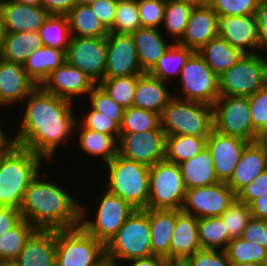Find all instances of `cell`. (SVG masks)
<instances>
[{
	"label": "cell",
	"instance_id": "42",
	"mask_svg": "<svg viewBox=\"0 0 267 266\" xmlns=\"http://www.w3.org/2000/svg\"><path fill=\"white\" fill-rule=\"evenodd\" d=\"M149 130H163L160 114L136 107L124 109L120 133L145 132Z\"/></svg>",
	"mask_w": 267,
	"mask_h": 266
},
{
	"label": "cell",
	"instance_id": "61",
	"mask_svg": "<svg viewBox=\"0 0 267 266\" xmlns=\"http://www.w3.org/2000/svg\"><path fill=\"white\" fill-rule=\"evenodd\" d=\"M256 142L262 147L267 155V128L263 129L257 136Z\"/></svg>",
	"mask_w": 267,
	"mask_h": 266
},
{
	"label": "cell",
	"instance_id": "21",
	"mask_svg": "<svg viewBox=\"0 0 267 266\" xmlns=\"http://www.w3.org/2000/svg\"><path fill=\"white\" fill-rule=\"evenodd\" d=\"M216 36L218 16L208 4L191 10L183 37L177 43L198 51Z\"/></svg>",
	"mask_w": 267,
	"mask_h": 266
},
{
	"label": "cell",
	"instance_id": "12",
	"mask_svg": "<svg viewBox=\"0 0 267 266\" xmlns=\"http://www.w3.org/2000/svg\"><path fill=\"white\" fill-rule=\"evenodd\" d=\"M214 129L249 142L256 141L248 97L221 95L213 105Z\"/></svg>",
	"mask_w": 267,
	"mask_h": 266
},
{
	"label": "cell",
	"instance_id": "58",
	"mask_svg": "<svg viewBox=\"0 0 267 266\" xmlns=\"http://www.w3.org/2000/svg\"><path fill=\"white\" fill-rule=\"evenodd\" d=\"M167 259L151 255L144 258L132 259L122 266H165Z\"/></svg>",
	"mask_w": 267,
	"mask_h": 266
},
{
	"label": "cell",
	"instance_id": "64",
	"mask_svg": "<svg viewBox=\"0 0 267 266\" xmlns=\"http://www.w3.org/2000/svg\"><path fill=\"white\" fill-rule=\"evenodd\" d=\"M16 3L28 6H41L42 0H12Z\"/></svg>",
	"mask_w": 267,
	"mask_h": 266
},
{
	"label": "cell",
	"instance_id": "55",
	"mask_svg": "<svg viewBox=\"0 0 267 266\" xmlns=\"http://www.w3.org/2000/svg\"><path fill=\"white\" fill-rule=\"evenodd\" d=\"M258 26V54L267 55V0H260L258 8L255 12ZM265 52V53H264Z\"/></svg>",
	"mask_w": 267,
	"mask_h": 266
},
{
	"label": "cell",
	"instance_id": "40",
	"mask_svg": "<svg viewBox=\"0 0 267 266\" xmlns=\"http://www.w3.org/2000/svg\"><path fill=\"white\" fill-rule=\"evenodd\" d=\"M198 233L202 249L225 251L227 248L228 231L220 216L198 219Z\"/></svg>",
	"mask_w": 267,
	"mask_h": 266
},
{
	"label": "cell",
	"instance_id": "16",
	"mask_svg": "<svg viewBox=\"0 0 267 266\" xmlns=\"http://www.w3.org/2000/svg\"><path fill=\"white\" fill-rule=\"evenodd\" d=\"M107 57L104 78H115L130 75H142L137 50L131 34L106 36Z\"/></svg>",
	"mask_w": 267,
	"mask_h": 266
},
{
	"label": "cell",
	"instance_id": "3",
	"mask_svg": "<svg viewBox=\"0 0 267 266\" xmlns=\"http://www.w3.org/2000/svg\"><path fill=\"white\" fill-rule=\"evenodd\" d=\"M43 161L19 145L0 156V206L20 208L29 183L42 171Z\"/></svg>",
	"mask_w": 267,
	"mask_h": 266
},
{
	"label": "cell",
	"instance_id": "29",
	"mask_svg": "<svg viewBox=\"0 0 267 266\" xmlns=\"http://www.w3.org/2000/svg\"><path fill=\"white\" fill-rule=\"evenodd\" d=\"M74 140L78 136V145L81 152L100 159L104 165L109 163L118 154V140L104 133L84 128L78 121L74 128ZM100 157V158H99Z\"/></svg>",
	"mask_w": 267,
	"mask_h": 266
},
{
	"label": "cell",
	"instance_id": "27",
	"mask_svg": "<svg viewBox=\"0 0 267 266\" xmlns=\"http://www.w3.org/2000/svg\"><path fill=\"white\" fill-rule=\"evenodd\" d=\"M169 84L148 73H143L137 80L133 107L162 113L164 107L173 97ZM168 86V87H167Z\"/></svg>",
	"mask_w": 267,
	"mask_h": 266
},
{
	"label": "cell",
	"instance_id": "36",
	"mask_svg": "<svg viewBox=\"0 0 267 266\" xmlns=\"http://www.w3.org/2000/svg\"><path fill=\"white\" fill-rule=\"evenodd\" d=\"M36 230L22 218L13 228L0 237V264H12L20 255L26 240Z\"/></svg>",
	"mask_w": 267,
	"mask_h": 266
},
{
	"label": "cell",
	"instance_id": "67",
	"mask_svg": "<svg viewBox=\"0 0 267 266\" xmlns=\"http://www.w3.org/2000/svg\"><path fill=\"white\" fill-rule=\"evenodd\" d=\"M77 4H82V5H90L96 2L97 0H76Z\"/></svg>",
	"mask_w": 267,
	"mask_h": 266
},
{
	"label": "cell",
	"instance_id": "26",
	"mask_svg": "<svg viewBox=\"0 0 267 266\" xmlns=\"http://www.w3.org/2000/svg\"><path fill=\"white\" fill-rule=\"evenodd\" d=\"M161 29L139 28L131 34L137 50L140 67L148 73L157 63L158 59L173 44V41L164 36Z\"/></svg>",
	"mask_w": 267,
	"mask_h": 266
},
{
	"label": "cell",
	"instance_id": "57",
	"mask_svg": "<svg viewBox=\"0 0 267 266\" xmlns=\"http://www.w3.org/2000/svg\"><path fill=\"white\" fill-rule=\"evenodd\" d=\"M76 4V0H42L41 2V6L50 15H67Z\"/></svg>",
	"mask_w": 267,
	"mask_h": 266
},
{
	"label": "cell",
	"instance_id": "51",
	"mask_svg": "<svg viewBox=\"0 0 267 266\" xmlns=\"http://www.w3.org/2000/svg\"><path fill=\"white\" fill-rule=\"evenodd\" d=\"M185 260L190 266H233L221 250L200 249Z\"/></svg>",
	"mask_w": 267,
	"mask_h": 266
},
{
	"label": "cell",
	"instance_id": "54",
	"mask_svg": "<svg viewBox=\"0 0 267 266\" xmlns=\"http://www.w3.org/2000/svg\"><path fill=\"white\" fill-rule=\"evenodd\" d=\"M118 0H97L89 6L109 31L112 28Z\"/></svg>",
	"mask_w": 267,
	"mask_h": 266
},
{
	"label": "cell",
	"instance_id": "48",
	"mask_svg": "<svg viewBox=\"0 0 267 266\" xmlns=\"http://www.w3.org/2000/svg\"><path fill=\"white\" fill-rule=\"evenodd\" d=\"M260 0H210L209 5L217 16L255 15Z\"/></svg>",
	"mask_w": 267,
	"mask_h": 266
},
{
	"label": "cell",
	"instance_id": "31",
	"mask_svg": "<svg viewBox=\"0 0 267 266\" xmlns=\"http://www.w3.org/2000/svg\"><path fill=\"white\" fill-rule=\"evenodd\" d=\"M65 61V51L43 45L29 54L23 66L28 76L40 86L49 74Z\"/></svg>",
	"mask_w": 267,
	"mask_h": 266
},
{
	"label": "cell",
	"instance_id": "56",
	"mask_svg": "<svg viewBox=\"0 0 267 266\" xmlns=\"http://www.w3.org/2000/svg\"><path fill=\"white\" fill-rule=\"evenodd\" d=\"M22 219L19 209L0 206V237Z\"/></svg>",
	"mask_w": 267,
	"mask_h": 266
},
{
	"label": "cell",
	"instance_id": "63",
	"mask_svg": "<svg viewBox=\"0 0 267 266\" xmlns=\"http://www.w3.org/2000/svg\"><path fill=\"white\" fill-rule=\"evenodd\" d=\"M5 38H6V28L4 27L2 19L0 17V58L3 52Z\"/></svg>",
	"mask_w": 267,
	"mask_h": 266
},
{
	"label": "cell",
	"instance_id": "50",
	"mask_svg": "<svg viewBox=\"0 0 267 266\" xmlns=\"http://www.w3.org/2000/svg\"><path fill=\"white\" fill-rule=\"evenodd\" d=\"M248 100L253 129L259 134L267 128V84Z\"/></svg>",
	"mask_w": 267,
	"mask_h": 266
},
{
	"label": "cell",
	"instance_id": "47",
	"mask_svg": "<svg viewBox=\"0 0 267 266\" xmlns=\"http://www.w3.org/2000/svg\"><path fill=\"white\" fill-rule=\"evenodd\" d=\"M86 109H89L86 111L87 113L85 112L83 116H79V118H77V121L84 128H89L100 133L111 135L119 140L120 126L115 121L110 119V117H106L105 114L93 110L91 107Z\"/></svg>",
	"mask_w": 267,
	"mask_h": 266
},
{
	"label": "cell",
	"instance_id": "62",
	"mask_svg": "<svg viewBox=\"0 0 267 266\" xmlns=\"http://www.w3.org/2000/svg\"><path fill=\"white\" fill-rule=\"evenodd\" d=\"M176 1L185 3L191 6L192 8H195L208 5L210 0H176Z\"/></svg>",
	"mask_w": 267,
	"mask_h": 266
},
{
	"label": "cell",
	"instance_id": "69",
	"mask_svg": "<svg viewBox=\"0 0 267 266\" xmlns=\"http://www.w3.org/2000/svg\"><path fill=\"white\" fill-rule=\"evenodd\" d=\"M0 266H13L12 264H0Z\"/></svg>",
	"mask_w": 267,
	"mask_h": 266
},
{
	"label": "cell",
	"instance_id": "10",
	"mask_svg": "<svg viewBox=\"0 0 267 266\" xmlns=\"http://www.w3.org/2000/svg\"><path fill=\"white\" fill-rule=\"evenodd\" d=\"M186 190L179 164L159 161L149 169L147 208L181 210Z\"/></svg>",
	"mask_w": 267,
	"mask_h": 266
},
{
	"label": "cell",
	"instance_id": "6",
	"mask_svg": "<svg viewBox=\"0 0 267 266\" xmlns=\"http://www.w3.org/2000/svg\"><path fill=\"white\" fill-rule=\"evenodd\" d=\"M151 255L147 208L135 209L116 235L105 245V257L114 264L123 265L132 259Z\"/></svg>",
	"mask_w": 267,
	"mask_h": 266
},
{
	"label": "cell",
	"instance_id": "60",
	"mask_svg": "<svg viewBox=\"0 0 267 266\" xmlns=\"http://www.w3.org/2000/svg\"><path fill=\"white\" fill-rule=\"evenodd\" d=\"M5 127L0 123V156L10 152L17 145L15 135L5 133Z\"/></svg>",
	"mask_w": 267,
	"mask_h": 266
},
{
	"label": "cell",
	"instance_id": "4",
	"mask_svg": "<svg viewBox=\"0 0 267 266\" xmlns=\"http://www.w3.org/2000/svg\"><path fill=\"white\" fill-rule=\"evenodd\" d=\"M106 166L104 187L135 209H146L149 199L150 167L117 154Z\"/></svg>",
	"mask_w": 267,
	"mask_h": 266
},
{
	"label": "cell",
	"instance_id": "37",
	"mask_svg": "<svg viewBox=\"0 0 267 266\" xmlns=\"http://www.w3.org/2000/svg\"><path fill=\"white\" fill-rule=\"evenodd\" d=\"M207 145V137L192 135L166 136L165 160L180 164L199 154Z\"/></svg>",
	"mask_w": 267,
	"mask_h": 266
},
{
	"label": "cell",
	"instance_id": "1",
	"mask_svg": "<svg viewBox=\"0 0 267 266\" xmlns=\"http://www.w3.org/2000/svg\"><path fill=\"white\" fill-rule=\"evenodd\" d=\"M75 103L37 86L23 101L26 105L22 112L18 109L21 121L13 132L17 145L30 149L51 165L58 149L74 136L79 116L73 110Z\"/></svg>",
	"mask_w": 267,
	"mask_h": 266
},
{
	"label": "cell",
	"instance_id": "18",
	"mask_svg": "<svg viewBox=\"0 0 267 266\" xmlns=\"http://www.w3.org/2000/svg\"><path fill=\"white\" fill-rule=\"evenodd\" d=\"M248 143L249 141L222 134L213 128L207 137L206 147L211 154L215 173L220 182H227L230 179Z\"/></svg>",
	"mask_w": 267,
	"mask_h": 266
},
{
	"label": "cell",
	"instance_id": "35",
	"mask_svg": "<svg viewBox=\"0 0 267 266\" xmlns=\"http://www.w3.org/2000/svg\"><path fill=\"white\" fill-rule=\"evenodd\" d=\"M42 46L39 32L6 33L1 58L8 62L24 64L29 54Z\"/></svg>",
	"mask_w": 267,
	"mask_h": 266
},
{
	"label": "cell",
	"instance_id": "25",
	"mask_svg": "<svg viewBox=\"0 0 267 266\" xmlns=\"http://www.w3.org/2000/svg\"><path fill=\"white\" fill-rule=\"evenodd\" d=\"M267 169V155L256 142H249L243 150L232 176L226 182L237 195L247 184Z\"/></svg>",
	"mask_w": 267,
	"mask_h": 266
},
{
	"label": "cell",
	"instance_id": "49",
	"mask_svg": "<svg viewBox=\"0 0 267 266\" xmlns=\"http://www.w3.org/2000/svg\"><path fill=\"white\" fill-rule=\"evenodd\" d=\"M137 5L141 26L161 29L166 0H137Z\"/></svg>",
	"mask_w": 267,
	"mask_h": 266
},
{
	"label": "cell",
	"instance_id": "39",
	"mask_svg": "<svg viewBox=\"0 0 267 266\" xmlns=\"http://www.w3.org/2000/svg\"><path fill=\"white\" fill-rule=\"evenodd\" d=\"M192 9L191 6L185 3L166 0L161 30L166 33L165 36L173 43H177L183 37Z\"/></svg>",
	"mask_w": 267,
	"mask_h": 266
},
{
	"label": "cell",
	"instance_id": "11",
	"mask_svg": "<svg viewBox=\"0 0 267 266\" xmlns=\"http://www.w3.org/2000/svg\"><path fill=\"white\" fill-rule=\"evenodd\" d=\"M219 80L220 95L249 97L267 84L266 55L244 54Z\"/></svg>",
	"mask_w": 267,
	"mask_h": 266
},
{
	"label": "cell",
	"instance_id": "45",
	"mask_svg": "<svg viewBox=\"0 0 267 266\" xmlns=\"http://www.w3.org/2000/svg\"><path fill=\"white\" fill-rule=\"evenodd\" d=\"M220 217L225 222L229 243L232 239L241 237L252 215L250 207L236 198Z\"/></svg>",
	"mask_w": 267,
	"mask_h": 266
},
{
	"label": "cell",
	"instance_id": "17",
	"mask_svg": "<svg viewBox=\"0 0 267 266\" xmlns=\"http://www.w3.org/2000/svg\"><path fill=\"white\" fill-rule=\"evenodd\" d=\"M95 85L88 75L66 60L40 86L49 93L74 102L82 96L87 97Z\"/></svg>",
	"mask_w": 267,
	"mask_h": 266
},
{
	"label": "cell",
	"instance_id": "5",
	"mask_svg": "<svg viewBox=\"0 0 267 266\" xmlns=\"http://www.w3.org/2000/svg\"><path fill=\"white\" fill-rule=\"evenodd\" d=\"M160 120L166 136L208 137L214 128L213 106L173 96L164 107Z\"/></svg>",
	"mask_w": 267,
	"mask_h": 266
},
{
	"label": "cell",
	"instance_id": "41",
	"mask_svg": "<svg viewBox=\"0 0 267 266\" xmlns=\"http://www.w3.org/2000/svg\"><path fill=\"white\" fill-rule=\"evenodd\" d=\"M228 260L233 264L249 262L264 265L267 262V248L260 246L257 242L247 241L241 237L232 239L225 249Z\"/></svg>",
	"mask_w": 267,
	"mask_h": 266
},
{
	"label": "cell",
	"instance_id": "2",
	"mask_svg": "<svg viewBox=\"0 0 267 266\" xmlns=\"http://www.w3.org/2000/svg\"><path fill=\"white\" fill-rule=\"evenodd\" d=\"M42 174L40 171L25 190L19 208L22 218L36 229L59 230L79 226L81 201L58 180H47Z\"/></svg>",
	"mask_w": 267,
	"mask_h": 266
},
{
	"label": "cell",
	"instance_id": "14",
	"mask_svg": "<svg viewBox=\"0 0 267 266\" xmlns=\"http://www.w3.org/2000/svg\"><path fill=\"white\" fill-rule=\"evenodd\" d=\"M106 57V37L71 36L66 60L88 75L96 84L104 79Z\"/></svg>",
	"mask_w": 267,
	"mask_h": 266
},
{
	"label": "cell",
	"instance_id": "22",
	"mask_svg": "<svg viewBox=\"0 0 267 266\" xmlns=\"http://www.w3.org/2000/svg\"><path fill=\"white\" fill-rule=\"evenodd\" d=\"M50 14L42 6H28L12 0H2L0 17L6 33L39 32Z\"/></svg>",
	"mask_w": 267,
	"mask_h": 266
},
{
	"label": "cell",
	"instance_id": "9",
	"mask_svg": "<svg viewBox=\"0 0 267 266\" xmlns=\"http://www.w3.org/2000/svg\"><path fill=\"white\" fill-rule=\"evenodd\" d=\"M177 80L180 81V87L177 82L178 85H174L177 92L173 91V96L177 98L213 106L221 96L218 76L211 70L198 51H194L189 56Z\"/></svg>",
	"mask_w": 267,
	"mask_h": 266
},
{
	"label": "cell",
	"instance_id": "30",
	"mask_svg": "<svg viewBox=\"0 0 267 266\" xmlns=\"http://www.w3.org/2000/svg\"><path fill=\"white\" fill-rule=\"evenodd\" d=\"M179 166L187 190L220 182L216 176L213 159L207 147L191 159L181 162Z\"/></svg>",
	"mask_w": 267,
	"mask_h": 266
},
{
	"label": "cell",
	"instance_id": "23",
	"mask_svg": "<svg viewBox=\"0 0 267 266\" xmlns=\"http://www.w3.org/2000/svg\"><path fill=\"white\" fill-rule=\"evenodd\" d=\"M13 266H56L54 229H36L26 240Z\"/></svg>",
	"mask_w": 267,
	"mask_h": 266
},
{
	"label": "cell",
	"instance_id": "28",
	"mask_svg": "<svg viewBox=\"0 0 267 266\" xmlns=\"http://www.w3.org/2000/svg\"><path fill=\"white\" fill-rule=\"evenodd\" d=\"M152 255L170 260V241L176 223V210L147 208Z\"/></svg>",
	"mask_w": 267,
	"mask_h": 266
},
{
	"label": "cell",
	"instance_id": "20",
	"mask_svg": "<svg viewBox=\"0 0 267 266\" xmlns=\"http://www.w3.org/2000/svg\"><path fill=\"white\" fill-rule=\"evenodd\" d=\"M37 86L24 70L23 64L0 58L1 109L20 105Z\"/></svg>",
	"mask_w": 267,
	"mask_h": 266
},
{
	"label": "cell",
	"instance_id": "46",
	"mask_svg": "<svg viewBox=\"0 0 267 266\" xmlns=\"http://www.w3.org/2000/svg\"><path fill=\"white\" fill-rule=\"evenodd\" d=\"M88 102L93 110L105 114L121 126L125 108L116 103L98 84L88 94Z\"/></svg>",
	"mask_w": 267,
	"mask_h": 266
},
{
	"label": "cell",
	"instance_id": "43",
	"mask_svg": "<svg viewBox=\"0 0 267 266\" xmlns=\"http://www.w3.org/2000/svg\"><path fill=\"white\" fill-rule=\"evenodd\" d=\"M141 75L104 78L98 85L119 105L132 107L137 80Z\"/></svg>",
	"mask_w": 267,
	"mask_h": 266
},
{
	"label": "cell",
	"instance_id": "8",
	"mask_svg": "<svg viewBox=\"0 0 267 266\" xmlns=\"http://www.w3.org/2000/svg\"><path fill=\"white\" fill-rule=\"evenodd\" d=\"M56 266H96L105 258V246L81 225L55 230Z\"/></svg>",
	"mask_w": 267,
	"mask_h": 266
},
{
	"label": "cell",
	"instance_id": "66",
	"mask_svg": "<svg viewBox=\"0 0 267 266\" xmlns=\"http://www.w3.org/2000/svg\"><path fill=\"white\" fill-rule=\"evenodd\" d=\"M114 263L109 260L108 258H104L99 264H97L96 266H113Z\"/></svg>",
	"mask_w": 267,
	"mask_h": 266
},
{
	"label": "cell",
	"instance_id": "24",
	"mask_svg": "<svg viewBox=\"0 0 267 266\" xmlns=\"http://www.w3.org/2000/svg\"><path fill=\"white\" fill-rule=\"evenodd\" d=\"M202 249L198 233V218L176 210V223L170 241V260H185Z\"/></svg>",
	"mask_w": 267,
	"mask_h": 266
},
{
	"label": "cell",
	"instance_id": "53",
	"mask_svg": "<svg viewBox=\"0 0 267 266\" xmlns=\"http://www.w3.org/2000/svg\"><path fill=\"white\" fill-rule=\"evenodd\" d=\"M241 238L267 248V220L251 217Z\"/></svg>",
	"mask_w": 267,
	"mask_h": 266
},
{
	"label": "cell",
	"instance_id": "15",
	"mask_svg": "<svg viewBox=\"0 0 267 266\" xmlns=\"http://www.w3.org/2000/svg\"><path fill=\"white\" fill-rule=\"evenodd\" d=\"M166 133L163 130L120 133L118 154L148 167L164 160Z\"/></svg>",
	"mask_w": 267,
	"mask_h": 266
},
{
	"label": "cell",
	"instance_id": "13",
	"mask_svg": "<svg viewBox=\"0 0 267 266\" xmlns=\"http://www.w3.org/2000/svg\"><path fill=\"white\" fill-rule=\"evenodd\" d=\"M226 182L186 190L182 211L196 218L218 217L236 200Z\"/></svg>",
	"mask_w": 267,
	"mask_h": 266
},
{
	"label": "cell",
	"instance_id": "59",
	"mask_svg": "<svg viewBox=\"0 0 267 266\" xmlns=\"http://www.w3.org/2000/svg\"><path fill=\"white\" fill-rule=\"evenodd\" d=\"M249 207L252 217L267 220V193L255 199Z\"/></svg>",
	"mask_w": 267,
	"mask_h": 266
},
{
	"label": "cell",
	"instance_id": "32",
	"mask_svg": "<svg viewBox=\"0 0 267 266\" xmlns=\"http://www.w3.org/2000/svg\"><path fill=\"white\" fill-rule=\"evenodd\" d=\"M198 53L218 77L235 65L244 55L219 35L198 50Z\"/></svg>",
	"mask_w": 267,
	"mask_h": 266
},
{
	"label": "cell",
	"instance_id": "19",
	"mask_svg": "<svg viewBox=\"0 0 267 266\" xmlns=\"http://www.w3.org/2000/svg\"><path fill=\"white\" fill-rule=\"evenodd\" d=\"M218 35L244 54H256L259 46L255 15L219 16Z\"/></svg>",
	"mask_w": 267,
	"mask_h": 266
},
{
	"label": "cell",
	"instance_id": "7",
	"mask_svg": "<svg viewBox=\"0 0 267 266\" xmlns=\"http://www.w3.org/2000/svg\"><path fill=\"white\" fill-rule=\"evenodd\" d=\"M103 192L97 197L94 217L89 218L88 205L81 202L80 225L104 246L116 235L124 222L135 210L128 202L109 192L102 186ZM88 214V215H87Z\"/></svg>",
	"mask_w": 267,
	"mask_h": 266
},
{
	"label": "cell",
	"instance_id": "65",
	"mask_svg": "<svg viewBox=\"0 0 267 266\" xmlns=\"http://www.w3.org/2000/svg\"><path fill=\"white\" fill-rule=\"evenodd\" d=\"M165 266H190L186 260H167Z\"/></svg>",
	"mask_w": 267,
	"mask_h": 266
},
{
	"label": "cell",
	"instance_id": "33",
	"mask_svg": "<svg viewBox=\"0 0 267 266\" xmlns=\"http://www.w3.org/2000/svg\"><path fill=\"white\" fill-rule=\"evenodd\" d=\"M67 18L73 37L97 38L106 37L109 33L89 5L76 4Z\"/></svg>",
	"mask_w": 267,
	"mask_h": 266
},
{
	"label": "cell",
	"instance_id": "44",
	"mask_svg": "<svg viewBox=\"0 0 267 266\" xmlns=\"http://www.w3.org/2000/svg\"><path fill=\"white\" fill-rule=\"evenodd\" d=\"M142 28L137 0H118L112 28L115 34H132Z\"/></svg>",
	"mask_w": 267,
	"mask_h": 266
},
{
	"label": "cell",
	"instance_id": "34",
	"mask_svg": "<svg viewBox=\"0 0 267 266\" xmlns=\"http://www.w3.org/2000/svg\"><path fill=\"white\" fill-rule=\"evenodd\" d=\"M194 51L188 47L173 43L158 59L156 65L148 72L151 76L170 84L177 76L180 77L181 69ZM177 75V76H176Z\"/></svg>",
	"mask_w": 267,
	"mask_h": 266
},
{
	"label": "cell",
	"instance_id": "68",
	"mask_svg": "<svg viewBox=\"0 0 267 266\" xmlns=\"http://www.w3.org/2000/svg\"><path fill=\"white\" fill-rule=\"evenodd\" d=\"M233 266H264V265H261L259 263H255V262H249V263L237 264V265H233Z\"/></svg>",
	"mask_w": 267,
	"mask_h": 266
},
{
	"label": "cell",
	"instance_id": "38",
	"mask_svg": "<svg viewBox=\"0 0 267 266\" xmlns=\"http://www.w3.org/2000/svg\"><path fill=\"white\" fill-rule=\"evenodd\" d=\"M42 45L61 49L67 53L71 32L67 15H49L39 29Z\"/></svg>",
	"mask_w": 267,
	"mask_h": 266
},
{
	"label": "cell",
	"instance_id": "52",
	"mask_svg": "<svg viewBox=\"0 0 267 266\" xmlns=\"http://www.w3.org/2000/svg\"><path fill=\"white\" fill-rule=\"evenodd\" d=\"M267 193V169L247 184L238 194L237 199L248 206Z\"/></svg>",
	"mask_w": 267,
	"mask_h": 266
}]
</instances>
